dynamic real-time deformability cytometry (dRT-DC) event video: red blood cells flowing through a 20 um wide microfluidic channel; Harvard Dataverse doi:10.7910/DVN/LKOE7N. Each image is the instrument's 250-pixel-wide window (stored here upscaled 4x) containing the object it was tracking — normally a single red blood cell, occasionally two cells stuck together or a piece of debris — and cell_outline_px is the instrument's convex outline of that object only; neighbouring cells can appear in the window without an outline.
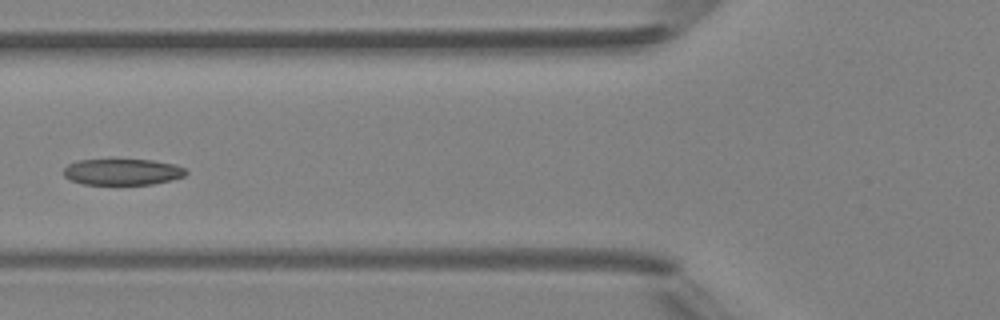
{"species": "Egyptian fruit bat (a non-hibernating species)", "species_latin": "Rousettus aegyptiacus", "temperature_condition": "room temperature", "stored_images_in_passage": 5, "camera_frame_rate_fps": 3000, "um_per_image_px": 0.085, "animal": {"sex": "female"}, "frame": {"image": 1, "passage_image": 4, "time_ms": 3.667, "image_size_px": [1000, 320], "cell_outline_px": [[188, 172], [184, 176], [172, 180], [152, 184], [84, 184], [72, 180], [64, 176], [64, 168], [68, 164], [76, 160], [152, 160], [172, 164], [184, 168]], "centroid_in_image_um": [10.4, 14.61], "position_along_channel_um": 115.4, "area_um2": 18.5}}
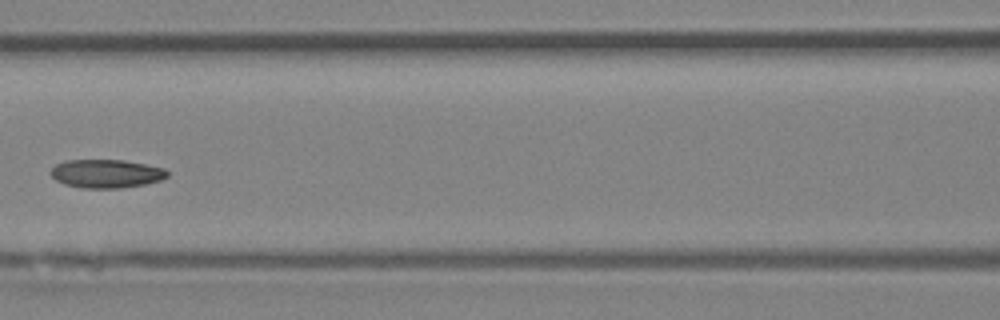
{"frame": {"image": 2, "passage_image": 5, "time_ms": 4.667, "image_size_px": [1000, 320], "cell_outline_px": [[168, 176], [160, 180], [144, 184], [120, 188], [80, 188], [64, 184], [56, 180], [48, 172], [56, 164], [64, 160], [124, 160], [164, 168], [168, 172]], "centroid_in_image_um": [8.99, 14.76], "position_along_channel_um": 157.6, "area_um2": 19.36}}